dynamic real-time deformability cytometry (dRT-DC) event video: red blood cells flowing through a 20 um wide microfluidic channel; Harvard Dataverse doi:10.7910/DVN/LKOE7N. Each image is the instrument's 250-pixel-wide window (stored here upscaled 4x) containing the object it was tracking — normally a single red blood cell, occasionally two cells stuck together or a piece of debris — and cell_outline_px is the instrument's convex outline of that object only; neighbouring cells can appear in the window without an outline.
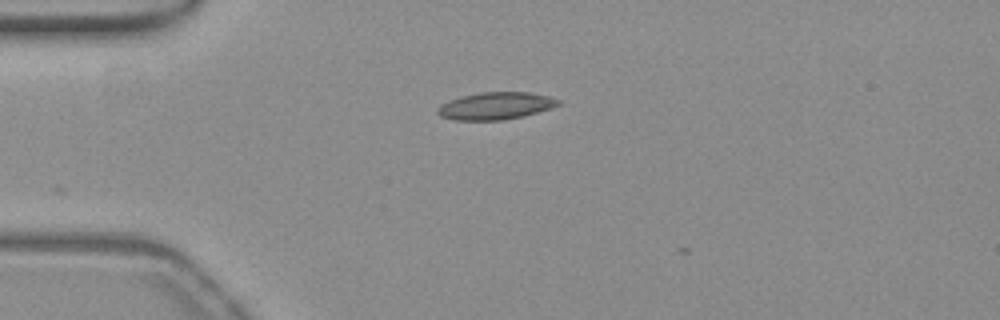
{"species": "common noctule bat (a hibernating species)", "species_latin": "Nyctalus noctula", "temperature_condition": "warm", "stored_images_in_passage": 3, "camera_frame_rate_fps": 3000, "um_per_image_px": 0.085, "animal": {"sex": "female", "body_mass_g": 19.3, "forearm_length_mm": 54.1}, "frame": {"image": 1, "passage_image": 1, "time_ms": 0.0, "image_size_px": [1000, 320], "cell_outline_px": [[560, 104], [552, 108], [524, 116], [504, 120], [452, 120], [440, 116], [436, 112], [436, 108], [440, 104], [448, 100], [460, 96], [480, 92], [532, 92], [548, 96], [560, 100]], "centroid_in_image_um": [42.1, 9.0], "position_along_channel_um": 42.9, "area_um2": 19.48}}